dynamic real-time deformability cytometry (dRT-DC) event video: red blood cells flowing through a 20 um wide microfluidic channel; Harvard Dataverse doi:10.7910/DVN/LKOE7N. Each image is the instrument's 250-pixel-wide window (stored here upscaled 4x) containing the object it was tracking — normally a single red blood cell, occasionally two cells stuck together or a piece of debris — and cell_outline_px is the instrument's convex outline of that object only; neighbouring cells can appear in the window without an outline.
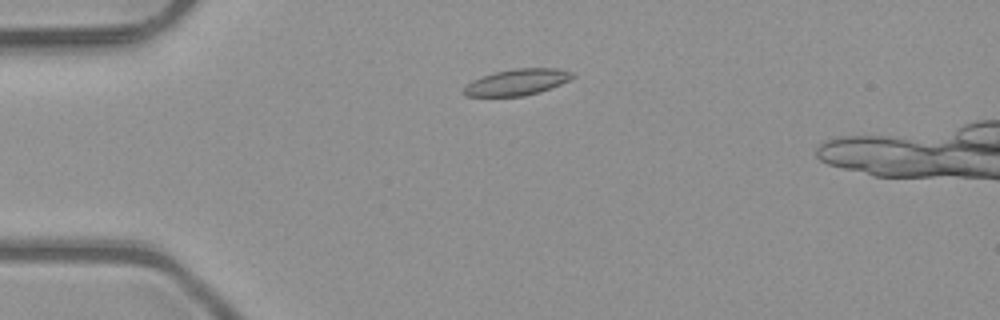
{"species": "common noctule bat (a hibernating species)", "species_latin": "Nyctalus noctula", "temperature_condition": "room temperature", "stored_images_in_passage": 6, "camera_frame_rate_fps": 3000, "um_per_image_px": 0.085, "animal": {"sex": "male", "body_mass_g": 23.1, "forearm_length_mm": 52.7}, "frame": {"image": 1, "passage_image": 6, "time_ms": 1.667, "image_size_px": [1000, 320], "cell_outline_px": [[576, 76], [572, 80], [540, 92], [524, 96], [464, 96], [460, 92], [472, 80], [496, 72], [512, 68], [556, 68], [572, 72]], "centroid_in_image_um": [43.98, 6.98], "position_along_channel_um": 41.0, "area_um2": 16.76}}